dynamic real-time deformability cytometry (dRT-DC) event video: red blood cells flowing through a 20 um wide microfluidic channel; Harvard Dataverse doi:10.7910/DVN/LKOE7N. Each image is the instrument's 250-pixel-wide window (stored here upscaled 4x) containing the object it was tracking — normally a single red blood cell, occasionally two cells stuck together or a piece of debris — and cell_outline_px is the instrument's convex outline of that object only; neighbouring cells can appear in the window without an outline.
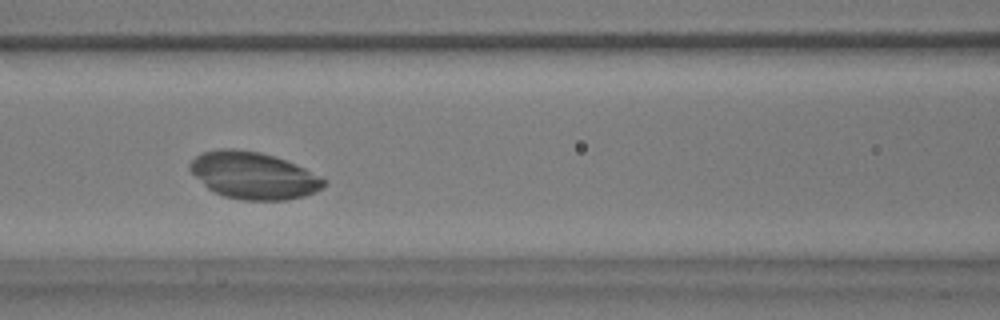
{"species": "common noctule bat (a hibernating species)", "species_latin": "Nyctalus noctula", "temperature_condition": "warm", "stored_images_in_passage": 42, "camera_frame_rate_fps": 3000, "um_per_image_px": 0.085, "animal": {"sex": "male", "body_mass_g": 17.9}, "frame": {"image": 1, "passage_image": 13, "time_ms": 4.0, "image_size_px": [1000, 320], "cell_outline_px": [[320, 184], [316, 188], [308, 192], [292, 196], [236, 196], [224, 192], [216, 188], [196, 172], [196, 164], [204, 156], [216, 152], [248, 152], [280, 160], [320, 180]], "centroid_in_image_um": [21.59, 14.89], "position_along_channel_um": 145.0, "area_um2": 28.96}}
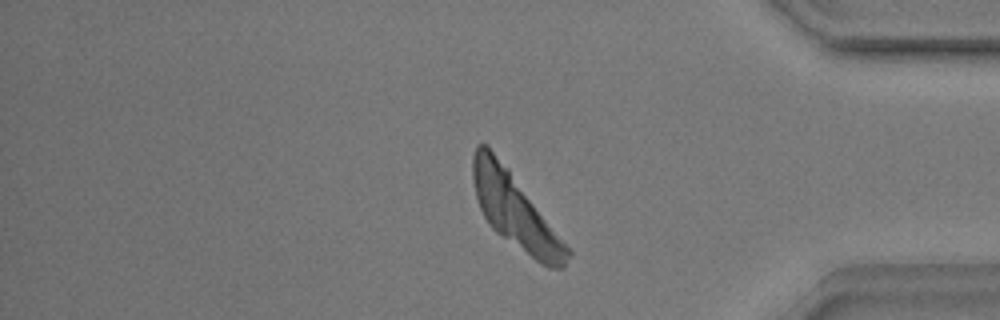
{"frame": {"image": 2, "passage_image": 34, "time_ms": 11.0, "image_size_px": [1000, 320], "cell_outline_px": [[556, 244], [536, 256], [496, 228], [484, 212], [480, 204], [476, 184], [476, 152], [484, 144], [488, 148], [508, 172]], "centroid_in_image_um": [43.23, 17.42], "position_along_channel_um": 392.0, "area_um2": 28.73}}
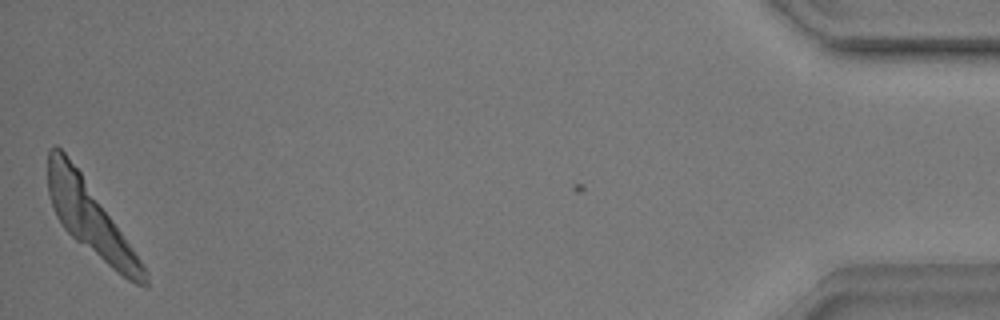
{"frame": {"image": 3, "passage_image": 42, "time_ms": 13.667, "image_size_px": [1000, 320], "cell_outline_px": [[136, 264], [128, 276], [116, 268], [92, 244], [48, 172], [48, 160], [56, 148], [80, 172], [136, 260]], "centroid_in_image_um": [7.66, 18.11], "position_along_channel_um": 427.5, "area_um2": 25.66}}